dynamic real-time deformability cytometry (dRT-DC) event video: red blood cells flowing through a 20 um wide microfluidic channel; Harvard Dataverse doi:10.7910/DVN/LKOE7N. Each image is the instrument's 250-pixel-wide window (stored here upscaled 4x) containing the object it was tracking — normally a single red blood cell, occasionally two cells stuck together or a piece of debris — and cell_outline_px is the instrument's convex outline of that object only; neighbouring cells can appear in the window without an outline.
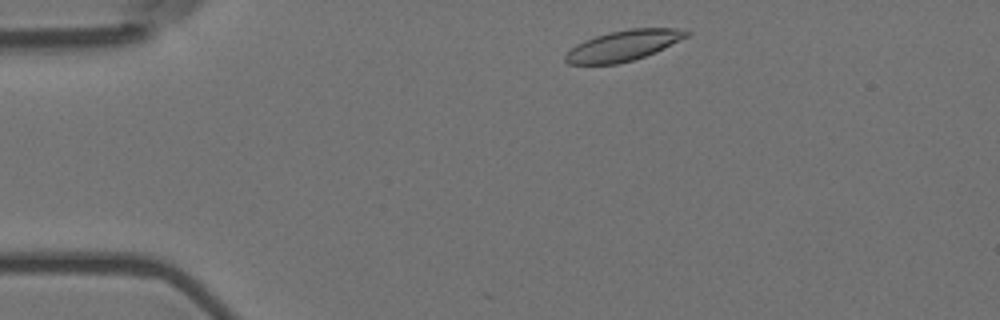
{"species": "Egyptian fruit bat (a non-hibernating species)", "species_latin": "Rousettus aegyptiacus", "temperature_condition": "room temperature", "stored_images_in_passage": 8, "camera_frame_rate_fps": 3000, "um_per_image_px": 0.085, "animal": {"sex": "female"}, "frame": {"image": 1, "passage_image": 3, "time_ms": 0.667, "image_size_px": [1000, 320], "cell_outline_px": [[692, 32], [688, 36], [656, 52], [632, 60], [616, 64], [568, 64], [564, 60], [564, 56], [576, 44], [584, 40], [608, 32], [632, 28], [676, 28]], "centroid_in_image_um": [52.98, 3.87], "position_along_channel_um": 32.0, "area_um2": 21.44}}